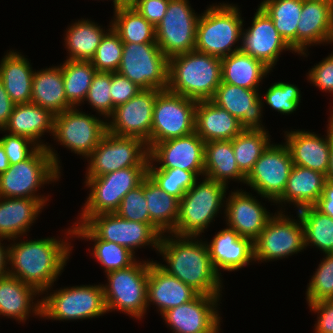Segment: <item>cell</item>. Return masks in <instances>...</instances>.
I'll return each mask as SVG.
<instances>
[{"mask_svg": "<svg viewBox=\"0 0 333 333\" xmlns=\"http://www.w3.org/2000/svg\"><path fill=\"white\" fill-rule=\"evenodd\" d=\"M314 207L322 214L328 215L333 219V181L326 180L323 194L319 197Z\"/></svg>", "mask_w": 333, "mask_h": 333, "instance_id": "56", "label": "cell"}, {"mask_svg": "<svg viewBox=\"0 0 333 333\" xmlns=\"http://www.w3.org/2000/svg\"><path fill=\"white\" fill-rule=\"evenodd\" d=\"M152 261H136L133 265L106 273L102 284L107 312L122 311L138 320L147 312L149 265Z\"/></svg>", "mask_w": 333, "mask_h": 333, "instance_id": "7", "label": "cell"}, {"mask_svg": "<svg viewBox=\"0 0 333 333\" xmlns=\"http://www.w3.org/2000/svg\"><path fill=\"white\" fill-rule=\"evenodd\" d=\"M97 238L134 250L146 246L159 248L162 234L151 224L124 219L116 213H102L83 223Z\"/></svg>", "mask_w": 333, "mask_h": 333, "instance_id": "16", "label": "cell"}, {"mask_svg": "<svg viewBox=\"0 0 333 333\" xmlns=\"http://www.w3.org/2000/svg\"><path fill=\"white\" fill-rule=\"evenodd\" d=\"M244 128L240 121L212 100L197 101L195 132L206 143L215 140H232Z\"/></svg>", "mask_w": 333, "mask_h": 333, "instance_id": "29", "label": "cell"}, {"mask_svg": "<svg viewBox=\"0 0 333 333\" xmlns=\"http://www.w3.org/2000/svg\"><path fill=\"white\" fill-rule=\"evenodd\" d=\"M222 82L221 59L196 50L169 58L168 90L196 101L211 100Z\"/></svg>", "mask_w": 333, "mask_h": 333, "instance_id": "3", "label": "cell"}, {"mask_svg": "<svg viewBox=\"0 0 333 333\" xmlns=\"http://www.w3.org/2000/svg\"><path fill=\"white\" fill-rule=\"evenodd\" d=\"M283 212L277 211L254 241L255 261L279 260L306 249L304 227L299 214L296 221Z\"/></svg>", "mask_w": 333, "mask_h": 333, "instance_id": "13", "label": "cell"}, {"mask_svg": "<svg viewBox=\"0 0 333 333\" xmlns=\"http://www.w3.org/2000/svg\"><path fill=\"white\" fill-rule=\"evenodd\" d=\"M259 6L272 19L281 37L296 53V30L303 0H263Z\"/></svg>", "mask_w": 333, "mask_h": 333, "instance_id": "41", "label": "cell"}, {"mask_svg": "<svg viewBox=\"0 0 333 333\" xmlns=\"http://www.w3.org/2000/svg\"><path fill=\"white\" fill-rule=\"evenodd\" d=\"M33 73L30 62L19 52L10 50L1 60L0 79L15 105L31 101Z\"/></svg>", "mask_w": 333, "mask_h": 333, "instance_id": "33", "label": "cell"}, {"mask_svg": "<svg viewBox=\"0 0 333 333\" xmlns=\"http://www.w3.org/2000/svg\"><path fill=\"white\" fill-rule=\"evenodd\" d=\"M204 11L197 22L194 50L220 59L239 51L240 46L235 47V44L241 41L244 22L240 9L236 5L220 3L210 5Z\"/></svg>", "mask_w": 333, "mask_h": 333, "instance_id": "5", "label": "cell"}, {"mask_svg": "<svg viewBox=\"0 0 333 333\" xmlns=\"http://www.w3.org/2000/svg\"><path fill=\"white\" fill-rule=\"evenodd\" d=\"M267 129H244L232 141L239 170L247 176L255 162L271 144Z\"/></svg>", "mask_w": 333, "mask_h": 333, "instance_id": "43", "label": "cell"}, {"mask_svg": "<svg viewBox=\"0 0 333 333\" xmlns=\"http://www.w3.org/2000/svg\"><path fill=\"white\" fill-rule=\"evenodd\" d=\"M104 121L73 107L55 115L52 135L60 145L86 159L107 132Z\"/></svg>", "mask_w": 333, "mask_h": 333, "instance_id": "15", "label": "cell"}, {"mask_svg": "<svg viewBox=\"0 0 333 333\" xmlns=\"http://www.w3.org/2000/svg\"><path fill=\"white\" fill-rule=\"evenodd\" d=\"M30 102L50 110L54 115L73 108L66 98L60 65L34 71Z\"/></svg>", "mask_w": 333, "mask_h": 333, "instance_id": "34", "label": "cell"}, {"mask_svg": "<svg viewBox=\"0 0 333 333\" xmlns=\"http://www.w3.org/2000/svg\"><path fill=\"white\" fill-rule=\"evenodd\" d=\"M258 92L221 82L211 100L238 119L244 129H265L261 122L264 102Z\"/></svg>", "mask_w": 333, "mask_h": 333, "instance_id": "25", "label": "cell"}, {"mask_svg": "<svg viewBox=\"0 0 333 333\" xmlns=\"http://www.w3.org/2000/svg\"><path fill=\"white\" fill-rule=\"evenodd\" d=\"M269 71L261 61L240 50L221 59L222 82L245 89H259Z\"/></svg>", "mask_w": 333, "mask_h": 333, "instance_id": "37", "label": "cell"}, {"mask_svg": "<svg viewBox=\"0 0 333 333\" xmlns=\"http://www.w3.org/2000/svg\"><path fill=\"white\" fill-rule=\"evenodd\" d=\"M87 160L85 178H94L128 167H148L149 150L140 138L107 131Z\"/></svg>", "mask_w": 333, "mask_h": 333, "instance_id": "10", "label": "cell"}, {"mask_svg": "<svg viewBox=\"0 0 333 333\" xmlns=\"http://www.w3.org/2000/svg\"><path fill=\"white\" fill-rule=\"evenodd\" d=\"M327 126V136L305 130L286 131L287 145L293 165L318 171L327 176L331 146V114Z\"/></svg>", "mask_w": 333, "mask_h": 333, "instance_id": "24", "label": "cell"}, {"mask_svg": "<svg viewBox=\"0 0 333 333\" xmlns=\"http://www.w3.org/2000/svg\"><path fill=\"white\" fill-rule=\"evenodd\" d=\"M197 101L161 90L153 107L150 148L159 142L186 136L195 131Z\"/></svg>", "mask_w": 333, "mask_h": 333, "instance_id": "12", "label": "cell"}, {"mask_svg": "<svg viewBox=\"0 0 333 333\" xmlns=\"http://www.w3.org/2000/svg\"><path fill=\"white\" fill-rule=\"evenodd\" d=\"M322 1L328 2L333 5V0H322Z\"/></svg>", "mask_w": 333, "mask_h": 333, "instance_id": "63", "label": "cell"}, {"mask_svg": "<svg viewBox=\"0 0 333 333\" xmlns=\"http://www.w3.org/2000/svg\"><path fill=\"white\" fill-rule=\"evenodd\" d=\"M204 176L225 186L229 180L245 183L246 176L237 166L231 140L205 143Z\"/></svg>", "mask_w": 333, "mask_h": 333, "instance_id": "36", "label": "cell"}, {"mask_svg": "<svg viewBox=\"0 0 333 333\" xmlns=\"http://www.w3.org/2000/svg\"><path fill=\"white\" fill-rule=\"evenodd\" d=\"M9 247V275L46 294L61 275L72 246L67 239L42 238L15 242ZM62 240V241H61ZM66 240V241H65Z\"/></svg>", "mask_w": 333, "mask_h": 333, "instance_id": "2", "label": "cell"}, {"mask_svg": "<svg viewBox=\"0 0 333 333\" xmlns=\"http://www.w3.org/2000/svg\"><path fill=\"white\" fill-rule=\"evenodd\" d=\"M170 235L161 236L157 251L167 265L156 262L158 266L199 294L222 295V278L213 267L207 242L192 236Z\"/></svg>", "mask_w": 333, "mask_h": 333, "instance_id": "1", "label": "cell"}, {"mask_svg": "<svg viewBox=\"0 0 333 333\" xmlns=\"http://www.w3.org/2000/svg\"><path fill=\"white\" fill-rule=\"evenodd\" d=\"M111 72H96L84 101H88L98 114L106 120L113 114L115 107L110 96Z\"/></svg>", "mask_w": 333, "mask_h": 333, "instance_id": "49", "label": "cell"}, {"mask_svg": "<svg viewBox=\"0 0 333 333\" xmlns=\"http://www.w3.org/2000/svg\"><path fill=\"white\" fill-rule=\"evenodd\" d=\"M9 168V159L0 142V174Z\"/></svg>", "mask_w": 333, "mask_h": 333, "instance_id": "60", "label": "cell"}, {"mask_svg": "<svg viewBox=\"0 0 333 333\" xmlns=\"http://www.w3.org/2000/svg\"><path fill=\"white\" fill-rule=\"evenodd\" d=\"M198 19L189 0H169L165 15L155 27L156 43L168 59L195 49Z\"/></svg>", "mask_w": 333, "mask_h": 333, "instance_id": "14", "label": "cell"}, {"mask_svg": "<svg viewBox=\"0 0 333 333\" xmlns=\"http://www.w3.org/2000/svg\"><path fill=\"white\" fill-rule=\"evenodd\" d=\"M55 115L48 109L32 102L16 104L13 107L8 125L2 131L9 134L26 137L39 147L47 148V143L41 141L42 135L53 134Z\"/></svg>", "mask_w": 333, "mask_h": 333, "instance_id": "31", "label": "cell"}, {"mask_svg": "<svg viewBox=\"0 0 333 333\" xmlns=\"http://www.w3.org/2000/svg\"><path fill=\"white\" fill-rule=\"evenodd\" d=\"M199 295L193 288L171 276L152 260L149 265L147 306H157L160 314L195 299Z\"/></svg>", "mask_w": 333, "mask_h": 333, "instance_id": "27", "label": "cell"}, {"mask_svg": "<svg viewBox=\"0 0 333 333\" xmlns=\"http://www.w3.org/2000/svg\"><path fill=\"white\" fill-rule=\"evenodd\" d=\"M60 161L55 150L39 147L29 158L0 174V197L49 200L37 191L51 182L59 181Z\"/></svg>", "mask_w": 333, "mask_h": 333, "instance_id": "4", "label": "cell"}, {"mask_svg": "<svg viewBox=\"0 0 333 333\" xmlns=\"http://www.w3.org/2000/svg\"><path fill=\"white\" fill-rule=\"evenodd\" d=\"M14 105L0 79V131L8 125Z\"/></svg>", "mask_w": 333, "mask_h": 333, "instance_id": "57", "label": "cell"}, {"mask_svg": "<svg viewBox=\"0 0 333 333\" xmlns=\"http://www.w3.org/2000/svg\"><path fill=\"white\" fill-rule=\"evenodd\" d=\"M3 240H6V238L0 237V278L9 274V267H7V264H9V247L5 246V248L3 246L1 243Z\"/></svg>", "mask_w": 333, "mask_h": 333, "instance_id": "58", "label": "cell"}, {"mask_svg": "<svg viewBox=\"0 0 333 333\" xmlns=\"http://www.w3.org/2000/svg\"><path fill=\"white\" fill-rule=\"evenodd\" d=\"M204 178L201 183L196 181L179 200V216L173 234L200 237L219 210L225 207L228 186Z\"/></svg>", "mask_w": 333, "mask_h": 333, "instance_id": "6", "label": "cell"}, {"mask_svg": "<svg viewBox=\"0 0 333 333\" xmlns=\"http://www.w3.org/2000/svg\"><path fill=\"white\" fill-rule=\"evenodd\" d=\"M123 4H130L132 3L134 0H120Z\"/></svg>", "mask_w": 333, "mask_h": 333, "instance_id": "62", "label": "cell"}, {"mask_svg": "<svg viewBox=\"0 0 333 333\" xmlns=\"http://www.w3.org/2000/svg\"><path fill=\"white\" fill-rule=\"evenodd\" d=\"M169 59L157 43H123L117 70L141 89L168 88Z\"/></svg>", "mask_w": 333, "mask_h": 333, "instance_id": "11", "label": "cell"}, {"mask_svg": "<svg viewBox=\"0 0 333 333\" xmlns=\"http://www.w3.org/2000/svg\"><path fill=\"white\" fill-rule=\"evenodd\" d=\"M220 295L199 294L195 299L162 313L173 333H219L218 309Z\"/></svg>", "mask_w": 333, "mask_h": 333, "instance_id": "19", "label": "cell"}, {"mask_svg": "<svg viewBox=\"0 0 333 333\" xmlns=\"http://www.w3.org/2000/svg\"><path fill=\"white\" fill-rule=\"evenodd\" d=\"M292 166L287 145L270 144L246 176L245 184L275 203L283 195Z\"/></svg>", "mask_w": 333, "mask_h": 333, "instance_id": "17", "label": "cell"}, {"mask_svg": "<svg viewBox=\"0 0 333 333\" xmlns=\"http://www.w3.org/2000/svg\"><path fill=\"white\" fill-rule=\"evenodd\" d=\"M107 312L102 285H80L57 289L41 297V317L68 321L92 319Z\"/></svg>", "mask_w": 333, "mask_h": 333, "instance_id": "9", "label": "cell"}, {"mask_svg": "<svg viewBox=\"0 0 333 333\" xmlns=\"http://www.w3.org/2000/svg\"><path fill=\"white\" fill-rule=\"evenodd\" d=\"M322 43H333V5L322 0H303L296 30V52L307 56V47Z\"/></svg>", "mask_w": 333, "mask_h": 333, "instance_id": "23", "label": "cell"}, {"mask_svg": "<svg viewBox=\"0 0 333 333\" xmlns=\"http://www.w3.org/2000/svg\"><path fill=\"white\" fill-rule=\"evenodd\" d=\"M311 311L317 313L315 333H333V300H324L308 304Z\"/></svg>", "mask_w": 333, "mask_h": 333, "instance_id": "55", "label": "cell"}, {"mask_svg": "<svg viewBox=\"0 0 333 333\" xmlns=\"http://www.w3.org/2000/svg\"><path fill=\"white\" fill-rule=\"evenodd\" d=\"M241 190L231 192L228 198H225L224 214L229 228L235 230L240 237L254 242L273 214H270L256 197Z\"/></svg>", "mask_w": 333, "mask_h": 333, "instance_id": "22", "label": "cell"}, {"mask_svg": "<svg viewBox=\"0 0 333 333\" xmlns=\"http://www.w3.org/2000/svg\"><path fill=\"white\" fill-rule=\"evenodd\" d=\"M115 213L127 220L150 224L143 181L124 196Z\"/></svg>", "mask_w": 333, "mask_h": 333, "instance_id": "50", "label": "cell"}, {"mask_svg": "<svg viewBox=\"0 0 333 333\" xmlns=\"http://www.w3.org/2000/svg\"><path fill=\"white\" fill-rule=\"evenodd\" d=\"M240 51L273 70L281 52L294 51L281 37L268 14L258 6L251 27L242 28Z\"/></svg>", "mask_w": 333, "mask_h": 333, "instance_id": "21", "label": "cell"}, {"mask_svg": "<svg viewBox=\"0 0 333 333\" xmlns=\"http://www.w3.org/2000/svg\"><path fill=\"white\" fill-rule=\"evenodd\" d=\"M297 214L304 227L305 247L315 246L324 254L333 253V219L314 206L299 209Z\"/></svg>", "mask_w": 333, "mask_h": 333, "instance_id": "42", "label": "cell"}, {"mask_svg": "<svg viewBox=\"0 0 333 333\" xmlns=\"http://www.w3.org/2000/svg\"><path fill=\"white\" fill-rule=\"evenodd\" d=\"M265 102L272 109L281 114H292L298 108L301 101V92L296 85L275 82L265 93Z\"/></svg>", "mask_w": 333, "mask_h": 333, "instance_id": "48", "label": "cell"}, {"mask_svg": "<svg viewBox=\"0 0 333 333\" xmlns=\"http://www.w3.org/2000/svg\"><path fill=\"white\" fill-rule=\"evenodd\" d=\"M159 89H142L126 103L117 106L107 122V131L116 136L137 137L150 149L153 107Z\"/></svg>", "mask_w": 333, "mask_h": 333, "instance_id": "18", "label": "cell"}, {"mask_svg": "<svg viewBox=\"0 0 333 333\" xmlns=\"http://www.w3.org/2000/svg\"><path fill=\"white\" fill-rule=\"evenodd\" d=\"M325 255L307 285V304L333 300V253Z\"/></svg>", "mask_w": 333, "mask_h": 333, "instance_id": "47", "label": "cell"}, {"mask_svg": "<svg viewBox=\"0 0 333 333\" xmlns=\"http://www.w3.org/2000/svg\"><path fill=\"white\" fill-rule=\"evenodd\" d=\"M113 6L114 9H116L118 6L123 5V3L120 0H113Z\"/></svg>", "mask_w": 333, "mask_h": 333, "instance_id": "61", "label": "cell"}, {"mask_svg": "<svg viewBox=\"0 0 333 333\" xmlns=\"http://www.w3.org/2000/svg\"><path fill=\"white\" fill-rule=\"evenodd\" d=\"M327 179L333 181V116L331 115V146H330V161L327 173Z\"/></svg>", "mask_w": 333, "mask_h": 333, "instance_id": "59", "label": "cell"}, {"mask_svg": "<svg viewBox=\"0 0 333 333\" xmlns=\"http://www.w3.org/2000/svg\"><path fill=\"white\" fill-rule=\"evenodd\" d=\"M40 292L30 284L24 283L16 277L6 275L0 278V315L24 322L29 314L41 317V299L35 297ZM32 310V311H31Z\"/></svg>", "mask_w": 333, "mask_h": 333, "instance_id": "28", "label": "cell"}, {"mask_svg": "<svg viewBox=\"0 0 333 333\" xmlns=\"http://www.w3.org/2000/svg\"><path fill=\"white\" fill-rule=\"evenodd\" d=\"M96 53L91 60L97 72H117L123 53V42L118 33L112 28V24L106 30Z\"/></svg>", "mask_w": 333, "mask_h": 333, "instance_id": "46", "label": "cell"}, {"mask_svg": "<svg viewBox=\"0 0 333 333\" xmlns=\"http://www.w3.org/2000/svg\"><path fill=\"white\" fill-rule=\"evenodd\" d=\"M142 89L118 72H111L110 96L114 107L126 103Z\"/></svg>", "mask_w": 333, "mask_h": 333, "instance_id": "52", "label": "cell"}, {"mask_svg": "<svg viewBox=\"0 0 333 333\" xmlns=\"http://www.w3.org/2000/svg\"><path fill=\"white\" fill-rule=\"evenodd\" d=\"M148 175V167H128L99 177L86 178L90 193L75 223H84L89 217L115 213L124 196L140 185Z\"/></svg>", "mask_w": 333, "mask_h": 333, "instance_id": "8", "label": "cell"}, {"mask_svg": "<svg viewBox=\"0 0 333 333\" xmlns=\"http://www.w3.org/2000/svg\"><path fill=\"white\" fill-rule=\"evenodd\" d=\"M0 142L9 159V165L26 160L39 148L32 140L9 133L1 137Z\"/></svg>", "mask_w": 333, "mask_h": 333, "instance_id": "51", "label": "cell"}, {"mask_svg": "<svg viewBox=\"0 0 333 333\" xmlns=\"http://www.w3.org/2000/svg\"><path fill=\"white\" fill-rule=\"evenodd\" d=\"M88 19L78 20L66 29L65 46L69 52L67 60L91 61L96 53L105 29Z\"/></svg>", "mask_w": 333, "mask_h": 333, "instance_id": "39", "label": "cell"}, {"mask_svg": "<svg viewBox=\"0 0 333 333\" xmlns=\"http://www.w3.org/2000/svg\"><path fill=\"white\" fill-rule=\"evenodd\" d=\"M208 243L211 262L220 276V270L236 271L255 261L254 242L249 238L240 237L229 227L220 230Z\"/></svg>", "mask_w": 333, "mask_h": 333, "instance_id": "26", "label": "cell"}, {"mask_svg": "<svg viewBox=\"0 0 333 333\" xmlns=\"http://www.w3.org/2000/svg\"><path fill=\"white\" fill-rule=\"evenodd\" d=\"M110 23L123 43H156L155 27L130 4L114 9Z\"/></svg>", "mask_w": 333, "mask_h": 333, "instance_id": "40", "label": "cell"}, {"mask_svg": "<svg viewBox=\"0 0 333 333\" xmlns=\"http://www.w3.org/2000/svg\"><path fill=\"white\" fill-rule=\"evenodd\" d=\"M67 230L65 233L70 235L69 238L72 236L94 242L93 257L104 267L105 273L127 268L137 260L135 254L122 245L97 238L83 223H74Z\"/></svg>", "mask_w": 333, "mask_h": 333, "instance_id": "38", "label": "cell"}, {"mask_svg": "<svg viewBox=\"0 0 333 333\" xmlns=\"http://www.w3.org/2000/svg\"><path fill=\"white\" fill-rule=\"evenodd\" d=\"M168 3L169 0H134L130 5L156 27L165 15Z\"/></svg>", "mask_w": 333, "mask_h": 333, "instance_id": "54", "label": "cell"}, {"mask_svg": "<svg viewBox=\"0 0 333 333\" xmlns=\"http://www.w3.org/2000/svg\"><path fill=\"white\" fill-rule=\"evenodd\" d=\"M67 101L77 107L86 98L97 70L91 61L65 60L61 65Z\"/></svg>", "mask_w": 333, "mask_h": 333, "instance_id": "44", "label": "cell"}, {"mask_svg": "<svg viewBox=\"0 0 333 333\" xmlns=\"http://www.w3.org/2000/svg\"><path fill=\"white\" fill-rule=\"evenodd\" d=\"M205 142L194 131L186 136L171 138L149 149V161L158 169L191 171L204 177Z\"/></svg>", "mask_w": 333, "mask_h": 333, "instance_id": "20", "label": "cell"}, {"mask_svg": "<svg viewBox=\"0 0 333 333\" xmlns=\"http://www.w3.org/2000/svg\"><path fill=\"white\" fill-rule=\"evenodd\" d=\"M308 81L322 91L333 94V53L310 69Z\"/></svg>", "mask_w": 333, "mask_h": 333, "instance_id": "53", "label": "cell"}, {"mask_svg": "<svg viewBox=\"0 0 333 333\" xmlns=\"http://www.w3.org/2000/svg\"><path fill=\"white\" fill-rule=\"evenodd\" d=\"M143 192L150 224L162 235L173 233L179 216V200L163 191L149 175L143 179Z\"/></svg>", "mask_w": 333, "mask_h": 333, "instance_id": "35", "label": "cell"}, {"mask_svg": "<svg viewBox=\"0 0 333 333\" xmlns=\"http://www.w3.org/2000/svg\"><path fill=\"white\" fill-rule=\"evenodd\" d=\"M326 180L325 174L293 165L283 195L275 203L276 205L293 203L298 210L314 206L323 194Z\"/></svg>", "mask_w": 333, "mask_h": 333, "instance_id": "32", "label": "cell"}, {"mask_svg": "<svg viewBox=\"0 0 333 333\" xmlns=\"http://www.w3.org/2000/svg\"><path fill=\"white\" fill-rule=\"evenodd\" d=\"M148 175L158 184V186L180 200L198 180V177L191 171L173 169H158L154 163H148Z\"/></svg>", "mask_w": 333, "mask_h": 333, "instance_id": "45", "label": "cell"}, {"mask_svg": "<svg viewBox=\"0 0 333 333\" xmlns=\"http://www.w3.org/2000/svg\"><path fill=\"white\" fill-rule=\"evenodd\" d=\"M49 200L0 197V237L24 236Z\"/></svg>", "mask_w": 333, "mask_h": 333, "instance_id": "30", "label": "cell"}]
</instances>
